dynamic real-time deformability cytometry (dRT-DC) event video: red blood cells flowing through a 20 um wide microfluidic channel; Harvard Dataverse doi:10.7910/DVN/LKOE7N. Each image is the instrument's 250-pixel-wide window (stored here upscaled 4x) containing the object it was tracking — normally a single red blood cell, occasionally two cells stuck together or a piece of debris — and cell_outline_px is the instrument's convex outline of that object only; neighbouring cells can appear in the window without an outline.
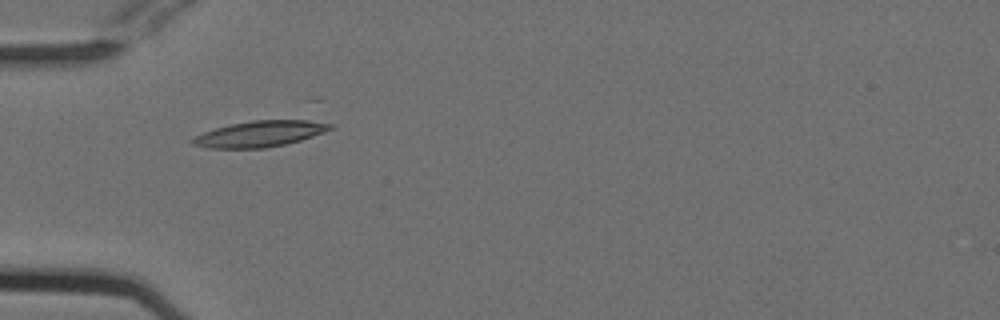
{"species": "Egyptian fruit bat (a non-hibernating species)", "species_latin": "Rousettus aegyptiacus", "temperature_condition": "cold", "stored_images_in_passage": 8, "camera_frame_rate_fps": 3000, "um_per_image_px": 0.085, "animal": {"sex": "female"}, "frame": {"image": 1, "passage_image": 1, "time_ms": 0.0, "image_size_px": [1000, 320], "cell_outline_px": [[336, 128], [300, 140], [284, 144], [264, 148], [208, 148], [192, 144], [188, 140], [192, 136], [216, 128], [232, 124], [252, 120], [308, 120], [336, 124]], "centroid_in_image_um": [22.09, 11.37], "position_along_channel_um": 62.9, "area_um2": 20.92}}